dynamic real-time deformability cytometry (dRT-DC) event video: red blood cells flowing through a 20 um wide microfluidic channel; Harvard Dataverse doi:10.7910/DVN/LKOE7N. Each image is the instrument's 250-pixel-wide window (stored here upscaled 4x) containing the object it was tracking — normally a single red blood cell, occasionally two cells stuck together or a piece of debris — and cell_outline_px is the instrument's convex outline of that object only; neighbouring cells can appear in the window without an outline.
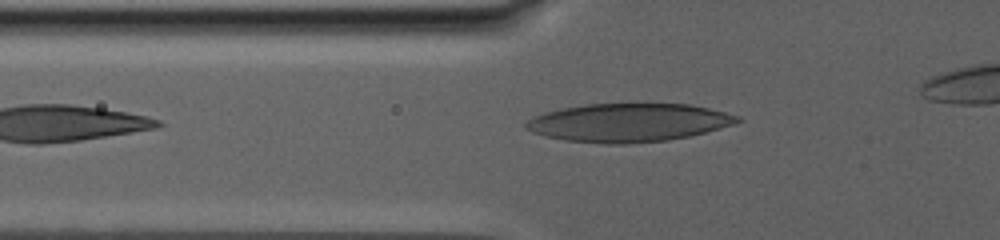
{"species": "human", "species_latin": "Homo sapiens", "temperature_condition": "warm", "stored_images_in_passage": 64, "camera_frame_rate_fps": 3000, "um_per_image_px": 0.085, "donor": {"sex": "male"}, "frame": {"image": 1, "passage_image": 2, "time_ms": 0.333, "image_size_px": [1000, 240], "cell_outline_px": [[740, 120], [732, 124], [720, 128], [688, 136], [668, 140], [624, 144], [604, 144], [564, 140], [544, 136], [532, 132], [524, 128], [524, 124], [532, 116], [544, 112], [560, 108], [584, 104], [636, 100], [688, 104], [708, 108], [740, 116]], "centroid_in_image_um": [53.36, 10.37], "position_along_channel_um": 72.4, "area_um2": 48.73}}
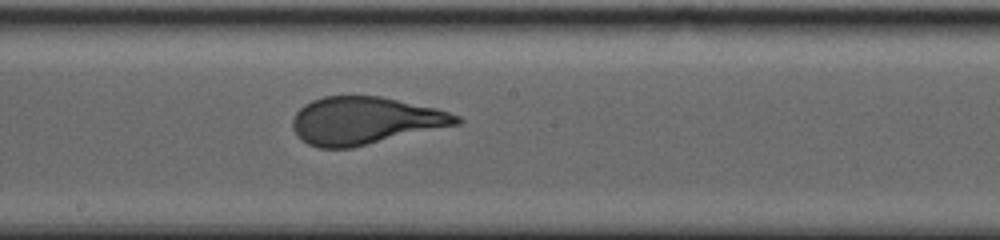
{"frame": {"image": 2, "passage_image": 31, "time_ms": 6.667, "image_size_px": [1000, 240], "cell_outline_px": [[464, 120], [460, 124], [352, 148], [316, 148], [308, 144], [292, 128], [292, 120], [296, 112], [304, 104], [312, 100], [324, 96], [380, 96], [436, 108], [460, 116]], "centroid_in_image_um": [31.04, 10.26], "position_along_channel_um": 217.2, "area_um2": 45.37}}
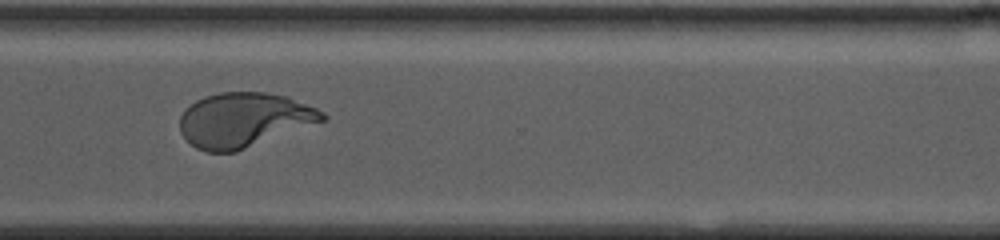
{"frame": {"image": 3, "passage_image": 50, "time_ms": 12.333, "image_size_px": [1000, 240], "cell_outline_px": [[328, 116], [324, 120], [236, 152], [204, 152], [196, 148], [180, 132], [180, 116], [184, 108], [196, 100], [204, 96], [220, 92], [264, 92], [288, 96], [316, 108], [324, 112]], "centroid_in_image_um": [20.7, 10.18], "position_along_channel_um": 349.9, "area_um2": 45.26}}